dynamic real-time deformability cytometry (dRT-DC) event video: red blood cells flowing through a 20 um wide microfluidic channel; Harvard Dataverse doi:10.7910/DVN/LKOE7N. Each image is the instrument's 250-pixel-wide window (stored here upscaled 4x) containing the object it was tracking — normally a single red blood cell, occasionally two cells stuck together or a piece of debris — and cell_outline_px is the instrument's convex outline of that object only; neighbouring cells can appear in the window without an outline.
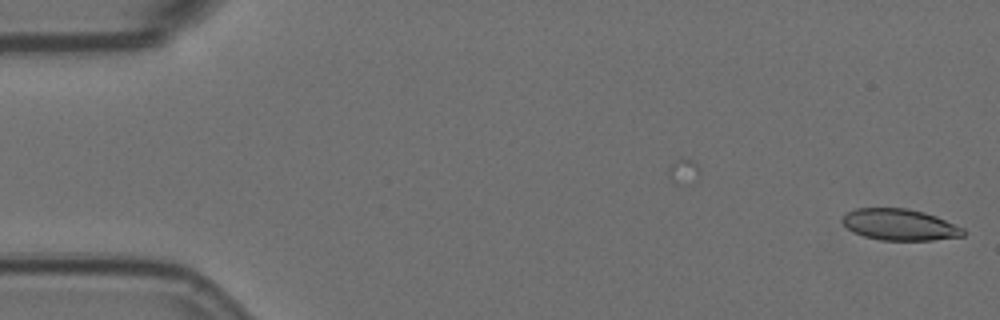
{"species": "Egyptian fruit bat (a non-hibernating species)", "species_latin": "Rousettus aegyptiacus", "temperature_condition": "room temperature", "stored_images_in_passage": 7, "camera_frame_rate_fps": 3000, "um_per_image_px": 0.085, "animal": {"sex": "female"}, "frame": {"image": 1, "passage_image": 7, "time_ms": 2.0, "image_size_px": [1000, 320], "cell_outline_px": [[964, 236], [932, 240], [880, 240], [864, 236], [848, 228], [840, 220], [848, 212], [856, 208], [908, 208], [924, 212], [936, 216], [964, 228]], "centroid_in_image_um": [76.49, 19.09], "position_along_channel_um": 8.5, "area_um2": 21.96}}